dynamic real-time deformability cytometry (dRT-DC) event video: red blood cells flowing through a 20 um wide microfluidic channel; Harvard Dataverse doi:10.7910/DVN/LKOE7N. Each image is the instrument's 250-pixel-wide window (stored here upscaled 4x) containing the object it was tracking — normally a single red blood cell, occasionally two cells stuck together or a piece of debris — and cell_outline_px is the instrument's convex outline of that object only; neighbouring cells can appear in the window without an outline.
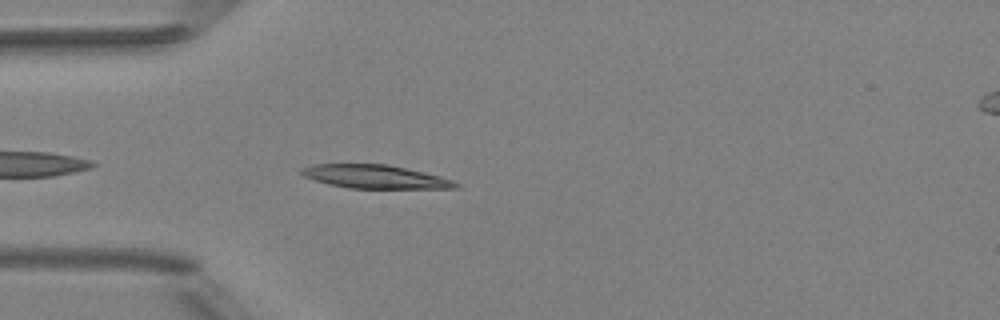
{"species": "Egyptian fruit bat (a non-hibernating species)", "species_latin": "Rousettus aegyptiacus", "temperature_condition": "room temperature", "stored_images_in_passage": 2, "camera_frame_rate_fps": 3000, "um_per_image_px": 0.085, "animal": {"sex": "female"}, "frame": {"image": 1, "passage_image": 2, "time_ms": 1.0, "image_size_px": [1000, 320], "cell_outline_px": [[460, 188], [348, 188], [328, 184], [304, 176], [300, 172], [300, 168], [312, 164], [388, 164], [424, 172], [440, 176], [452, 180], [460, 184]], "centroid_in_image_um": [31.88, 15.01], "position_along_channel_um": 53.1, "area_um2": 21.04}}